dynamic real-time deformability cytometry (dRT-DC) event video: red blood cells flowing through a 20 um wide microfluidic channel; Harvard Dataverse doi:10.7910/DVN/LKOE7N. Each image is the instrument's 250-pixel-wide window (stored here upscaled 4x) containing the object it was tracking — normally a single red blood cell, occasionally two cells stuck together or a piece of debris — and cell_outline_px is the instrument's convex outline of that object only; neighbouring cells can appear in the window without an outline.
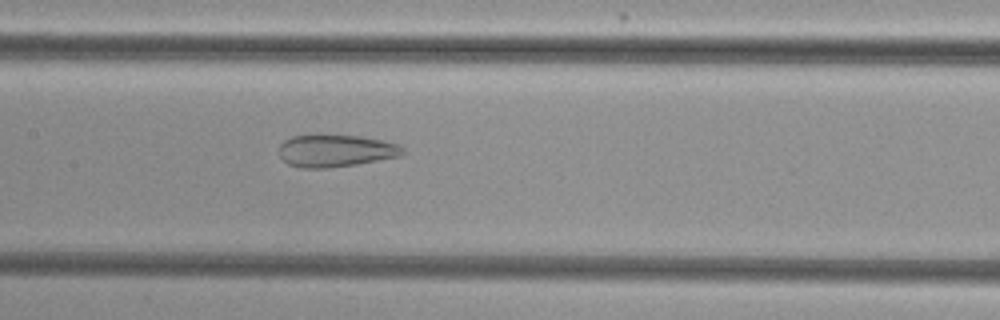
{"species": "common noctule bat (a hibernating species)", "species_latin": "Nyctalus noctula", "temperature_condition": "cold", "stored_images_in_passage": 30, "camera_frame_rate_fps": 3000, "um_per_image_px": 0.085, "animal": {"sex": "female", "body_mass_g": 29.2, "forearm_length_mm": 56.3}, "frame": {"image": 1, "passage_image": 11, "time_ms": 3.333, "image_size_px": [1000, 320], "cell_outline_px": [[404, 152], [400, 156], [356, 164], [328, 168], [300, 168], [288, 164], [280, 156], [280, 144], [284, 140], [292, 136], [316, 132], [320, 132], [360, 136], [400, 144], [404, 148]], "centroid_in_image_um": [28.49, 12.77], "position_along_channel_um": 178.9, "area_um2": 23.99}}
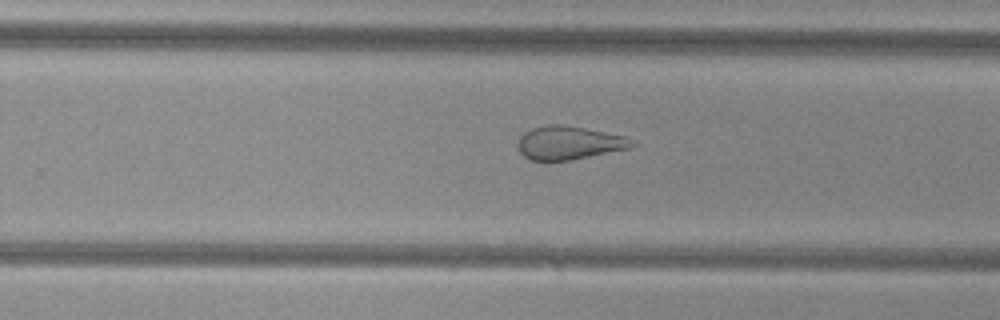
{"frame": {"image": 2, "passage_image": 19, "time_ms": 6.0, "image_size_px": [1000, 320], "cell_outline_px": [[636, 144], [628, 148], [572, 160], [532, 160], [524, 156], [520, 152], [520, 136], [524, 132], [532, 128], [548, 124], [560, 124], [584, 128], [624, 136]], "centroid_in_image_um": [48.34, 12.13], "position_along_channel_um": 281.5, "area_um2": 21.73}}
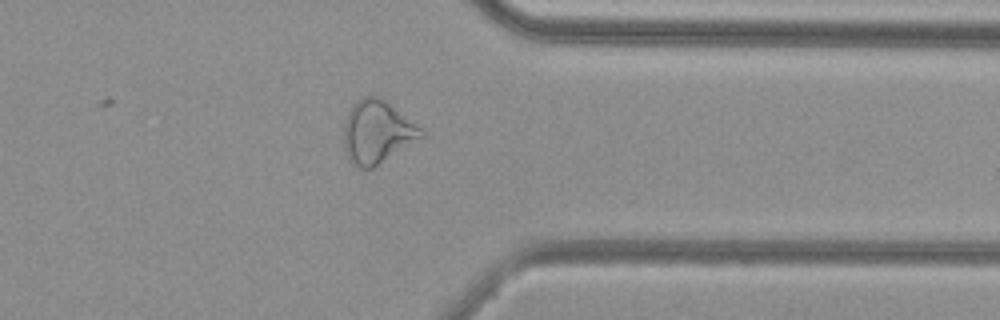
{"frame": {"image": 3, "passage_image": 27, "time_ms": 8.667, "image_size_px": [1000, 320], "cell_outline_px": [[424, 136], [372, 168], [360, 168], [348, 156], [344, 148], [344, 124], [348, 112], [352, 104], [364, 96], [376, 96], [384, 100], [420, 128], [424, 132]], "centroid_in_image_um": [32.02, 11.21], "position_along_channel_um": 379.4, "area_um2": 27.51}, "authors_computed_cell_mechanics": {"area_um2": 23.9003, "velocity_mm_per_s": 3.8517, "shape_relaxation_time_tau1_ms": null, "shape_relaxation_time_tau2_ms": 1.856, "deformation_change_tau1": null, "deformation_change_tau2": 0.1075}}